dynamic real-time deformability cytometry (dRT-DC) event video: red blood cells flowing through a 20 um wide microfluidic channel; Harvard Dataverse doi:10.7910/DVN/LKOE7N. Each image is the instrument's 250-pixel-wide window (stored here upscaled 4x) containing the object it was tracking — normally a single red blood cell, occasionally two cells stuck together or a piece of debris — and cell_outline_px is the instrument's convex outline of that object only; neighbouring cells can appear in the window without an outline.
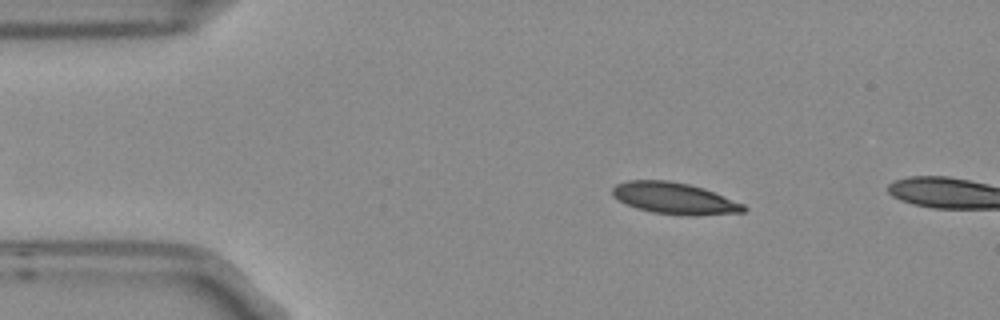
{"species": "Egyptian fruit bat (a non-hibernating species)", "species_latin": "Rousettus aegyptiacus", "temperature_condition": "room temperature", "stored_images_in_passage": 7, "camera_frame_rate_fps": 3000, "um_per_image_px": 0.085, "frame": {"image": 1, "passage_image": 2, "time_ms": 0.333, "image_size_px": [1000, 320], "cell_outline_px": [[748, 208], [744, 212], [692, 216], [688, 216], [652, 212], [636, 208], [612, 196], [612, 188], [616, 184], [628, 180], [668, 180], [688, 184], [704, 188], [744, 204]], "centroid_in_image_um": [57.34, 16.86], "position_along_channel_um": 27.7, "area_um2": 24.1}}
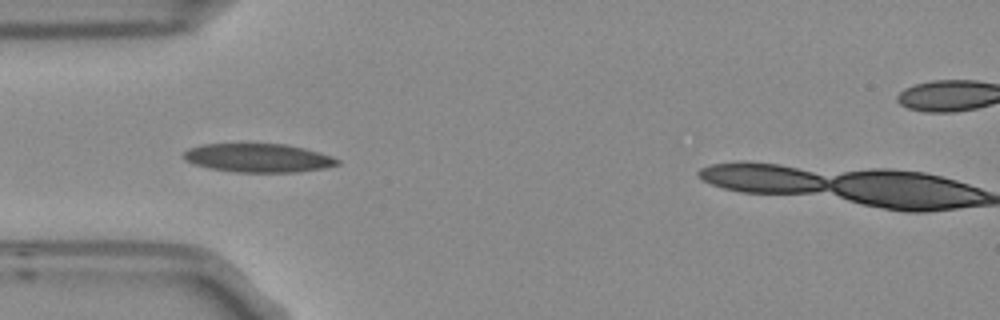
{"frame": {"image": 2, "passage_image": 4, "time_ms": 1.0, "image_size_px": [1000, 320], "cell_outline_px": [[340, 164], [324, 168], [296, 172], [236, 172], [208, 168], [184, 160], [184, 152], [188, 148], [200, 144], [284, 144], [304, 148], [320, 152], [332, 156], [340, 160]], "centroid_in_image_um": [21.96, 13.42], "position_along_channel_um": 63.0, "area_um2": 25.66}}